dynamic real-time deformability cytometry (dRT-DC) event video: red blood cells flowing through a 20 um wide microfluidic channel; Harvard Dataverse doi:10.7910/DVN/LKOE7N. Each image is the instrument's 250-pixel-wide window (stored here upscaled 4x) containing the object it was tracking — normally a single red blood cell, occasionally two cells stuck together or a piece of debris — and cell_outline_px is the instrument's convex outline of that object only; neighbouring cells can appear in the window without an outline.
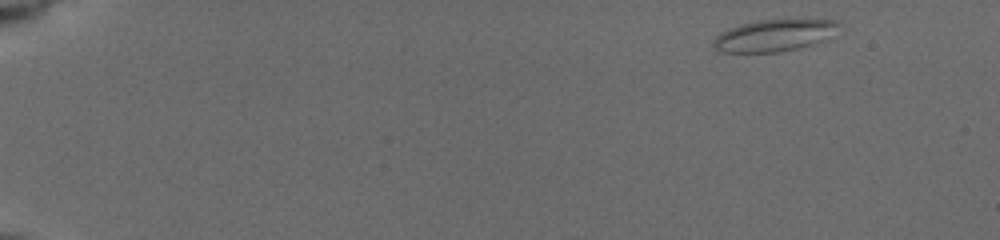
{"species": "common noctule bat (a hibernating species)", "species_latin": "Nyctalus noctula", "temperature_condition": "cold", "stored_images_in_passage": 9, "segment_of_instrument_passage": [1, 2], "camera_frame_rate_fps": 3000, "um_per_image_px": 0.085, "animal": {"sex": "female", "body_mass_g": 19.5, "forearm_length_mm": 54.1}, "frame": {"image": 1, "passage_image": 1, "time_ms": 0.0, "image_size_px": [1000, 240], "cell_outline_px": [[836, 24], [820, 40], [796, 48], [776, 52], [720, 52], [712, 44], [716, 36], [732, 28], [744, 24], [760, 20], [832, 20]], "centroid_in_image_um": [65.63, 3.03], "position_along_channel_um": 19.4, "area_um2": 21.68}}
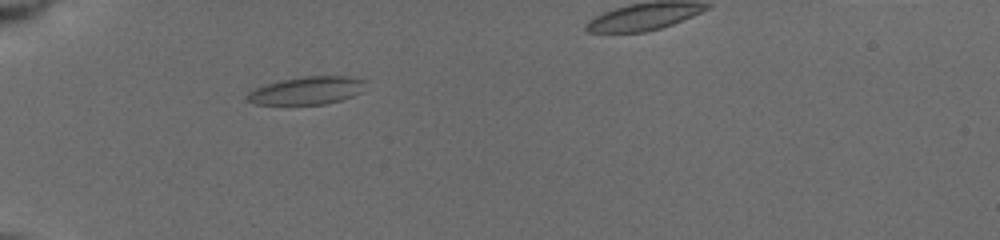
{"frame": {"image": 2, "passage_image": 6, "time_ms": 4.333, "image_size_px": [1000, 240], "cell_outline_px": [[364, 80], [360, 92], [352, 96], [340, 100], [324, 104], [256, 104], [244, 100], [248, 92], [256, 88], [268, 84], [284, 80], [308, 76], [344, 76]], "centroid_in_image_um": [26.03, 7.71], "position_along_channel_um": 59.0, "area_um2": 18.67}}
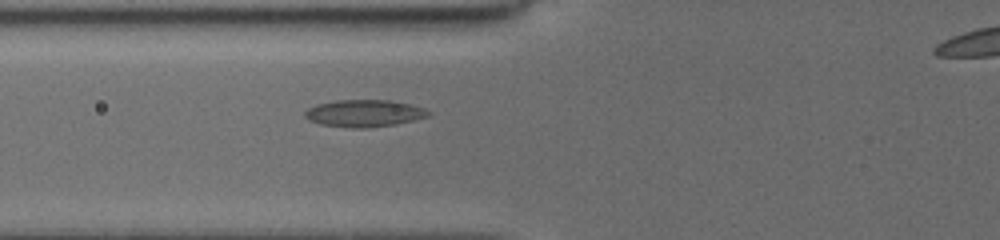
{"frame": {"image": 3, "passage_image": 8, "time_ms": 5.667, "image_size_px": [1000, 240], "cell_outline_px": [[428, 116], [396, 124], [368, 128], [348, 128], [320, 124], [308, 120], [304, 116], [304, 112], [308, 108], [316, 104], [336, 100], [388, 100], [408, 104], [424, 108], [428, 112]], "centroid_in_image_um": [30.88, 9.64], "position_along_channel_um": 94.9, "area_um2": 19.42}}